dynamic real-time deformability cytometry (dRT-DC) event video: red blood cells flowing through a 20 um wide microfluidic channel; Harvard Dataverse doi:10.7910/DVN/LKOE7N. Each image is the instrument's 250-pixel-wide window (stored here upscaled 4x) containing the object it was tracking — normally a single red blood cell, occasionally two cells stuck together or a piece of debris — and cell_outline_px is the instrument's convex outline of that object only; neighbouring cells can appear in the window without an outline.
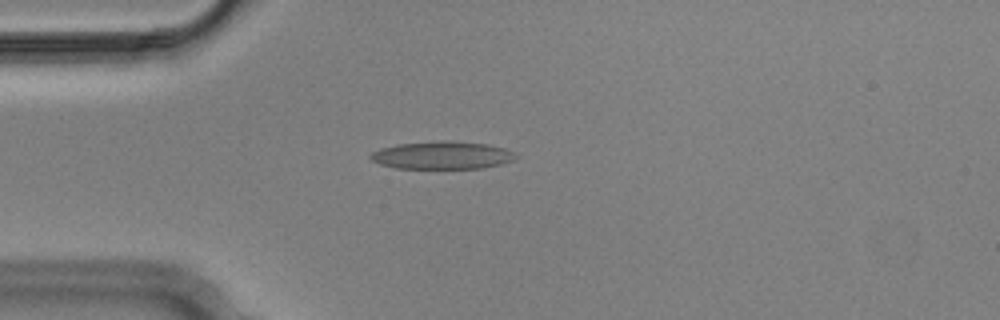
{"species": "Egyptian fruit bat (a non-hibernating species)", "species_latin": "Rousettus aegyptiacus", "temperature_condition": "cold", "stored_images_in_passage": 7, "camera_frame_rate_fps": 3000, "um_per_image_px": 0.085, "animal": {"sex": "male"}, "frame": {"image": 1, "passage_image": 2, "time_ms": 0.333, "image_size_px": [1000, 320], "cell_outline_px": [[520, 156], [516, 160], [500, 164], [480, 168], [396, 168], [380, 164], [372, 160], [368, 156], [372, 152], [380, 148], [396, 144], [440, 140], [452, 140], [488, 144], [504, 148], [516, 152]], "centroid_in_image_um": [37.62, 13.18], "position_along_channel_um": 47.4, "area_um2": 23.81}}
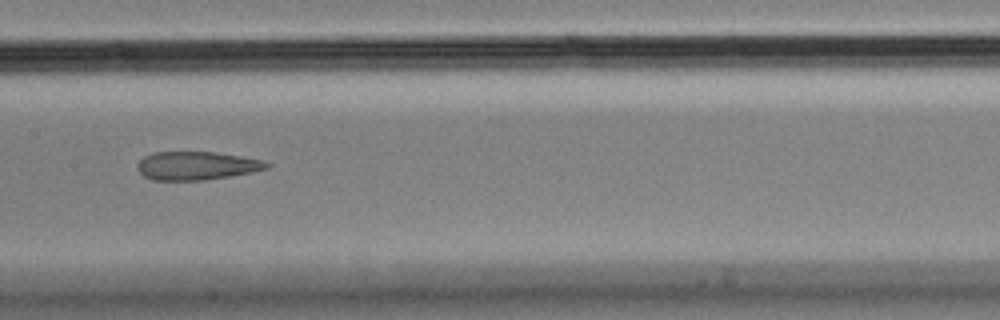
{"frame": {"image": 2, "passage_image": 6, "time_ms": 1.667, "image_size_px": [1000, 320], "cell_outline_px": [[272, 164], [268, 168], [252, 172], [204, 180], [152, 180], [144, 176], [136, 168], [136, 164], [144, 156], [152, 152], [216, 152], [264, 160]], "centroid_in_image_um": [16.7, 14.08], "position_along_channel_um": 190.7, "area_um2": 21.44}}
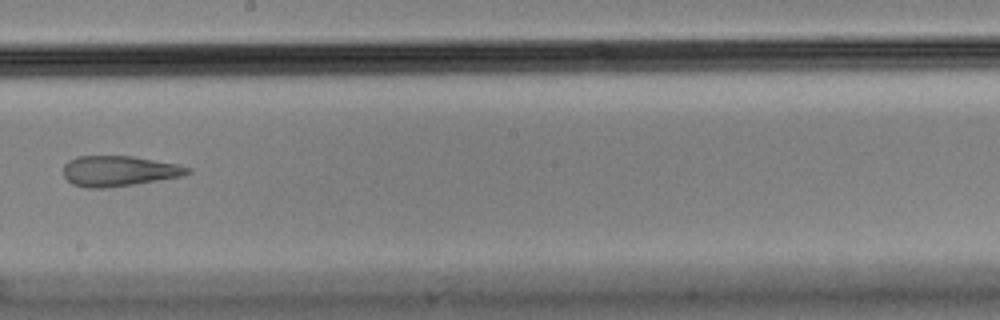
{"frame": {"image": 3, "passage_image": 7, "time_ms": 2.0, "image_size_px": [1000, 320], "cell_outline_px": [[192, 172], [184, 176], [136, 184], [108, 188], [88, 188], [72, 184], [64, 176], [64, 164], [68, 160], [76, 156], [132, 156], [176, 164], [192, 168]], "centroid_in_image_um": [10.12, 14.54], "position_along_channel_um": 238.1, "area_um2": 22.2}}